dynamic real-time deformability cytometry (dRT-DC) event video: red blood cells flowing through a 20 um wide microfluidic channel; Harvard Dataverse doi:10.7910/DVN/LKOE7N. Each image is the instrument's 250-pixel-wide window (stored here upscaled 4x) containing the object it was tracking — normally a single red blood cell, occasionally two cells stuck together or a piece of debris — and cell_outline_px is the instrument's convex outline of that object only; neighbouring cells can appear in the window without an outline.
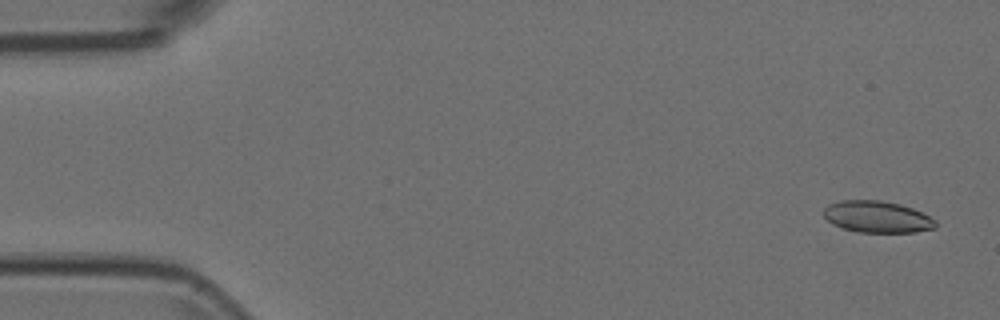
{"species": "Egyptian fruit bat (a non-hibernating species)", "species_latin": "Rousettus aegyptiacus", "temperature_condition": "room temperature", "stored_images_in_passage": 15, "camera_frame_rate_fps": 3000, "um_per_image_px": 0.085, "animal": {"sex": "female"}, "frame": {"image": 1, "passage_image": 3, "time_ms": 0.667, "image_size_px": [1000, 320], "cell_outline_px": [[936, 228], [916, 232], [860, 232], [844, 228], [832, 224], [824, 216], [824, 208], [828, 204], [840, 200], [880, 200], [900, 204], [912, 208], [936, 220]], "centroid_in_image_um": [74.55, 18.42], "position_along_channel_um": 10.4, "area_um2": 20.58}}
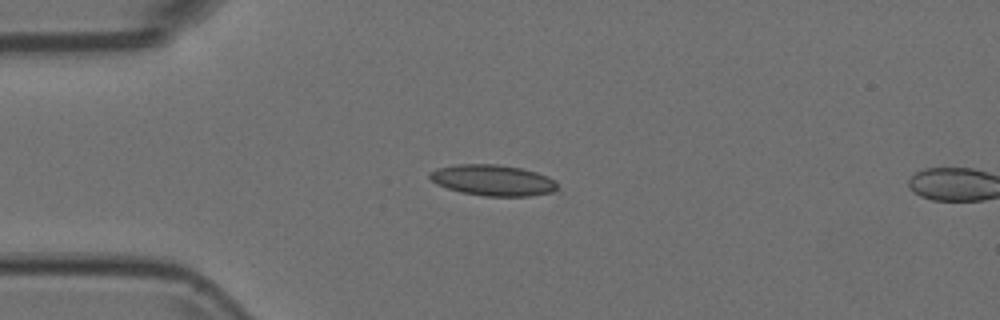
{"frame": {"image": 2, "passage_image": 14, "time_ms": 4.333, "image_size_px": [1000, 320], "cell_outline_px": [[560, 188], [552, 192], [528, 196], [484, 196], [460, 192], [436, 184], [428, 176], [428, 172], [436, 168], [456, 164], [496, 164], [520, 168], [536, 172], [548, 176], [556, 180]], "centroid_in_image_um": [41.9, 15.32], "position_along_channel_um": 43.1, "area_um2": 23.24}}